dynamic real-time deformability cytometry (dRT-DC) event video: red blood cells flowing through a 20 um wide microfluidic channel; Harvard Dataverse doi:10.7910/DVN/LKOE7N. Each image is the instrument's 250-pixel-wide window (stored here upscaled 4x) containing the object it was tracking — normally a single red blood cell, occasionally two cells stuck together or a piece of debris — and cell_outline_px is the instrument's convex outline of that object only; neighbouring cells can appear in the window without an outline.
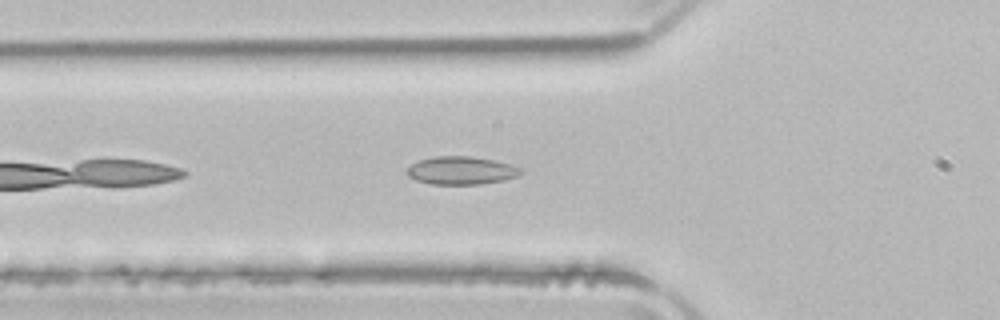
{"species": "common noctule bat (a hibernating species)", "species_latin": "Nyctalus noctula", "temperature_condition": "room temperature", "stored_images_in_passage": 15, "camera_frame_rate_fps": 3000, "um_per_image_px": 0.085, "animal": {"sex": "male", "body_mass_g": 21.5, "forearm_length_mm": 52.0}, "frame": {"image": 1, "passage_image": 5, "time_ms": 1.333, "image_size_px": [1000, 320], "cell_outline_px": [[524, 172], [516, 176], [504, 180], [480, 184], [432, 184], [416, 180], [408, 176], [408, 168], [412, 164], [420, 160], [436, 156], [472, 156], [496, 160], [520, 168]], "centroid_in_image_um": [39.22, 14.49], "position_along_channel_um": 86.6, "area_um2": 18.44}}
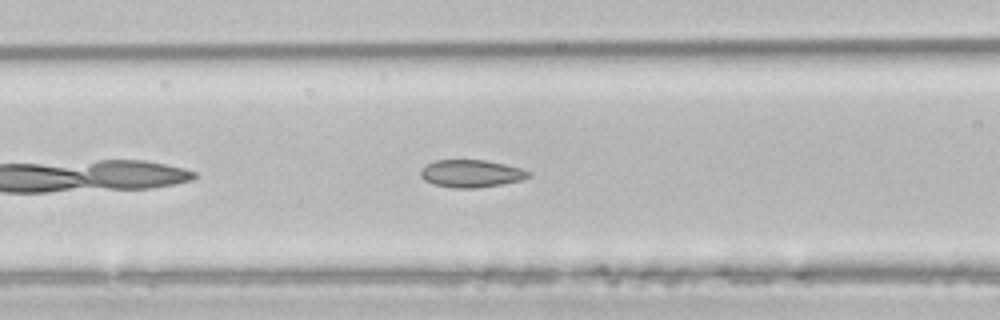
{"frame": {"image": 2, "passage_image": 8, "time_ms": 2.333, "image_size_px": [1000, 320], "cell_outline_px": [[532, 176], [520, 180], [500, 184], [476, 188], [456, 188], [432, 184], [424, 180], [420, 176], [420, 168], [436, 160], [484, 160], [504, 164], [520, 168], [532, 172]], "centroid_in_image_um": [40.03, 14.75], "position_along_channel_um": 126.6, "area_um2": 17.28}}
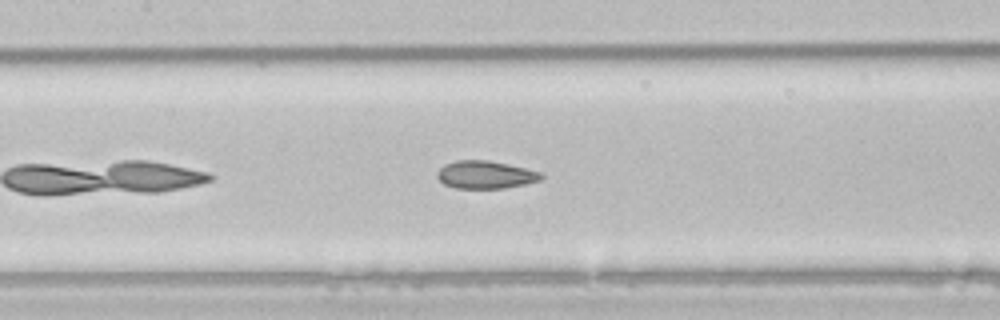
{"frame": {"image": 3, "passage_image": 11, "time_ms": 3.333, "image_size_px": [1000, 320], "cell_outline_px": [[544, 176], [540, 180], [524, 184], [504, 188], [456, 188], [444, 184], [436, 176], [436, 172], [444, 164], [456, 160], [488, 160], [508, 164], [544, 172]], "centroid_in_image_um": [41.27, 14.84], "position_along_channel_um": 166.1, "area_um2": 16.94}}